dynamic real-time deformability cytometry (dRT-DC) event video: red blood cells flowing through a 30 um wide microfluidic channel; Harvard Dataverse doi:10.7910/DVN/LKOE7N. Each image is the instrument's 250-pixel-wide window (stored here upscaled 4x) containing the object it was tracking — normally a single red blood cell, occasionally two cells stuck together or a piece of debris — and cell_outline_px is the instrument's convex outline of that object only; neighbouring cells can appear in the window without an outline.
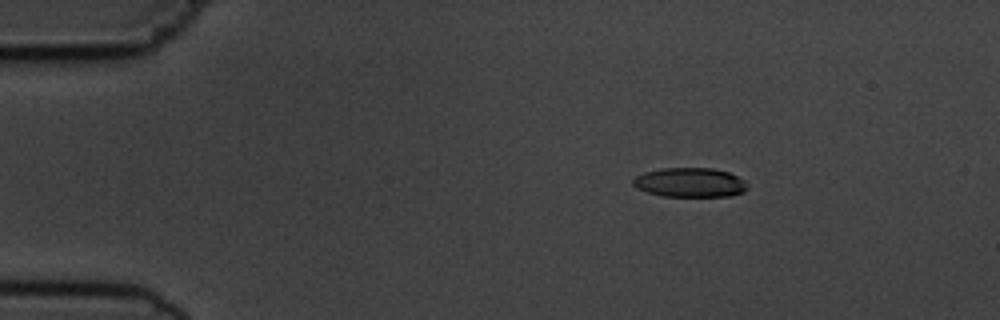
{"species": "common noctule bat (a hibernating species)", "species_latin": "Nyctalus noctula", "temperature_condition": "cold", "stored_images_in_passage": 3, "camera_frame_rate_fps": 3000, "um_per_image_px": 0.085, "animal": {"sex": "male", "body_mass_g": 19.5, "forearm_length_mm": 54.6}, "frame": {"image": 1, "passage_image": 1, "time_ms": 0.0, "image_size_px": [1000, 320], "cell_outline_px": [[748, 188], [744, 192], [732, 196], [660, 196], [636, 188], [632, 184], [632, 180], [636, 176], [644, 172], [664, 168], [712, 168], [728, 172], [744, 180]], "centroid_in_image_um": [58.64, 15.51], "position_along_channel_um": 26.4, "area_um2": 19.59}}